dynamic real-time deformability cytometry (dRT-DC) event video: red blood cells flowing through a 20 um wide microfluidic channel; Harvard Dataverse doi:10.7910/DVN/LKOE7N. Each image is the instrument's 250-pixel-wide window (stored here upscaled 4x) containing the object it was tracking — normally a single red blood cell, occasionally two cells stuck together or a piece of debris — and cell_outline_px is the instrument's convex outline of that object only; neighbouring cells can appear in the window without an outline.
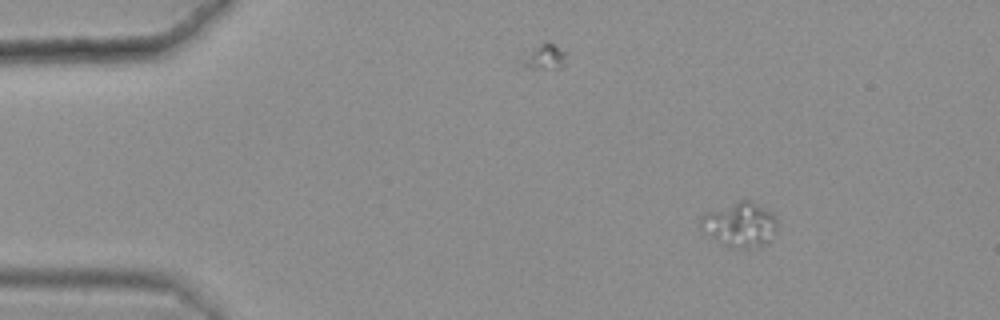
{"species": "common noctule bat (a hibernating species)", "species_latin": "Nyctalus noctula", "temperature_condition": "warm", "stored_images_in_passage": 42, "camera_frame_rate_fps": 3000, "um_per_image_px": 0.085, "animal": {"sex": "female", "body_mass_g": 25.1}, "frame": {"image": 1, "passage_image": 1, "time_ms": 0.0, "image_size_px": [1000, 320], "cell_outline_px": [[776, 224], [768, 240], [764, 244], [756, 248], [732, 248], [712, 236], [700, 228], [700, 216], [708, 212], [740, 200], [752, 200], [772, 212], [776, 216]], "centroid_in_image_um": [62.9, 19.07], "position_along_channel_um": 22.1, "area_um2": 19.42}}
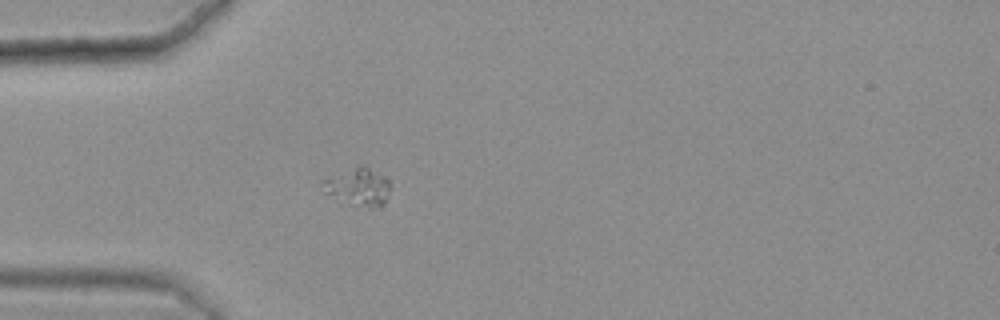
{"frame": {"image": 2, "passage_image": 10, "time_ms": 3.0, "image_size_px": [1000, 320], "cell_outline_px": [[388, 196], [380, 204], [368, 208], [348, 204], [324, 192], [320, 180], [360, 164], [364, 164], [388, 180]], "centroid_in_image_um": [30.38, 15.86], "position_along_channel_um": 54.6, "area_um2": 14.62}}
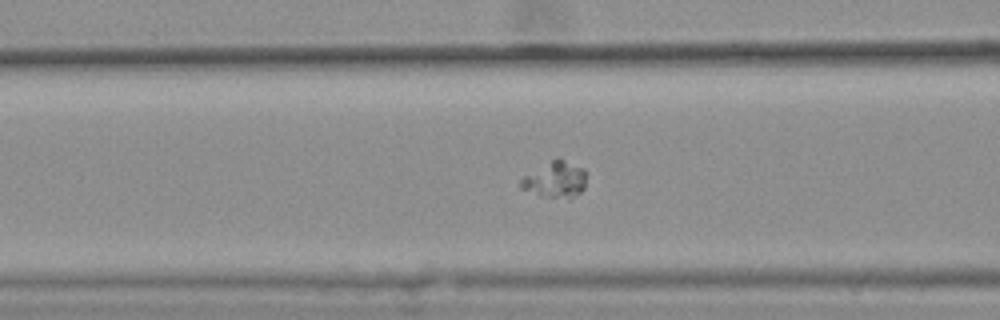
{"frame": {"image": 3, "passage_image": 16, "time_ms": 5.0, "image_size_px": [1000, 320], "cell_outline_px": [[584, 188], [580, 192], [568, 200], [540, 196], [520, 188], [520, 180], [524, 176], [556, 156], [584, 168]], "centroid_in_image_um": [47.18, 15.28], "position_along_channel_um": 119.4, "area_um2": 13.99}}